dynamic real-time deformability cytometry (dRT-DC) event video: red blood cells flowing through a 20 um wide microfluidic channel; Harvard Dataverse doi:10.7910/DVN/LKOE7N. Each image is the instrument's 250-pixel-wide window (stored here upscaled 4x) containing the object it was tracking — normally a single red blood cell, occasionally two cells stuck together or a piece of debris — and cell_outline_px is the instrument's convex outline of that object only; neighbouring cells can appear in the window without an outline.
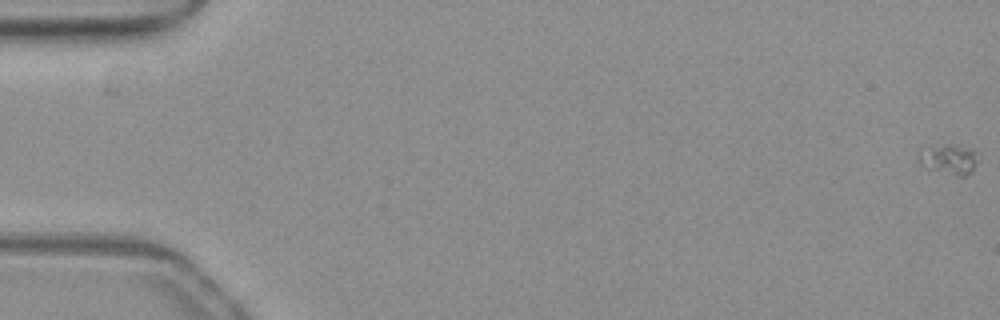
{"species": "common noctule bat (a hibernating species)", "species_latin": "Nyctalus noctula", "temperature_condition": "warm", "stored_images_in_passage": 55, "camera_frame_rate_fps": 3000, "um_per_image_px": 0.085, "animal": {"sex": "female", "body_mass_g": 19.3, "forearm_length_mm": 54.1}, "frame": {"image": 1, "passage_image": 1, "time_ms": 0.0, "image_size_px": [1000, 320], "cell_outline_px": [[976, 160], [972, 172], [964, 176], [956, 176], [928, 168], [920, 164], [916, 152], [948, 144], [972, 148], [976, 152]], "centroid_in_image_um": [80.67, 13.55], "position_along_channel_um": 4.3, "area_um2": 10.12}}